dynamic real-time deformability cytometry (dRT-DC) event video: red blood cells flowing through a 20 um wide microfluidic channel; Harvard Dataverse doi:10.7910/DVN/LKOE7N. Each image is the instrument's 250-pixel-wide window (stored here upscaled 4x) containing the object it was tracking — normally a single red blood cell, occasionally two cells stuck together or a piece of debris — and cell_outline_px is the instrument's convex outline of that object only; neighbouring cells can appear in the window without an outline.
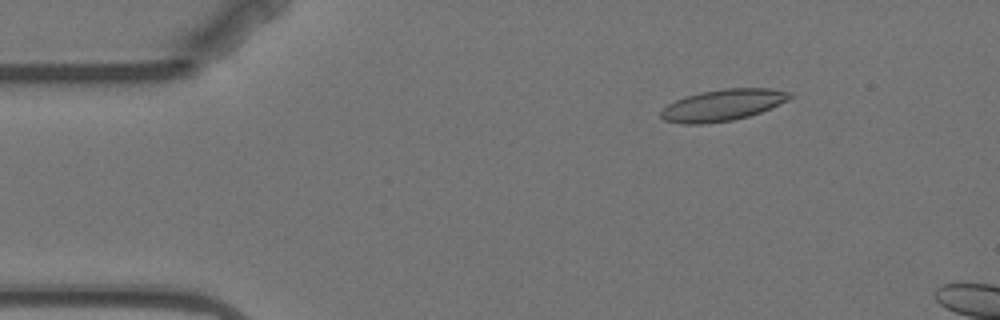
{"species": "Egyptian fruit bat (a non-hibernating species)", "species_latin": "Rousettus aegyptiacus", "temperature_condition": "warm", "stored_images_in_passage": 4, "camera_frame_rate_fps": 3000, "um_per_image_px": 0.085, "animal": {"sex": "female"}, "frame": {"image": 1, "passage_image": 2, "time_ms": 1.333, "image_size_px": [1000, 320], "cell_outline_px": [[792, 96], [788, 100], [760, 112], [748, 116], [732, 120], [700, 124], [680, 124], [664, 120], [660, 116], [660, 112], [668, 104], [684, 96], [700, 92], [724, 88], [768, 88], [792, 92]], "centroid_in_image_um": [61.41, 8.92], "position_along_channel_um": 23.6, "area_um2": 23.58}}